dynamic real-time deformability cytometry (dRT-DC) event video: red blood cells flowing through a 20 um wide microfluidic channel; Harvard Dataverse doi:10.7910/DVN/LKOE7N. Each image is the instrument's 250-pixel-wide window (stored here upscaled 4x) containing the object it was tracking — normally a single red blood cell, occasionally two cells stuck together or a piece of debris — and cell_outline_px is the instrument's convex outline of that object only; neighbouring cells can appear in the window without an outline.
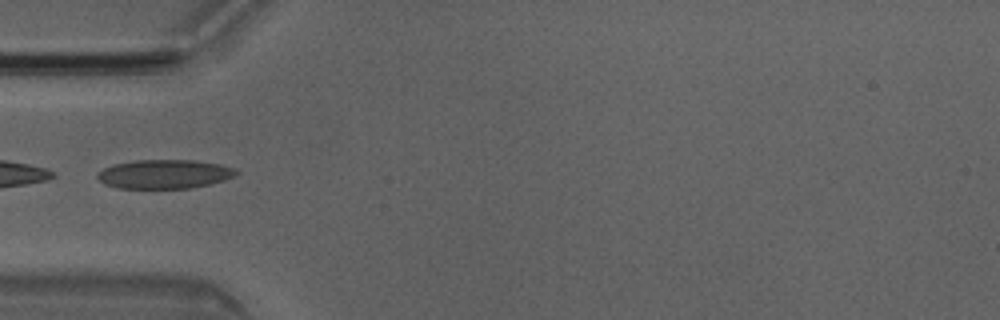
{"species": "Egyptian fruit bat (a non-hibernating species)", "species_latin": "Rousettus aegyptiacus", "temperature_condition": "room temperature", "stored_images_in_passage": 5, "camera_frame_rate_fps": 3000, "um_per_image_px": 0.085, "animal": {"sex": "male"}, "frame": {"image": 1, "passage_image": 4, "time_ms": 1.0, "image_size_px": [1000, 320], "cell_outline_px": [[240, 172], [224, 180], [212, 184], [192, 188], [116, 188], [104, 184], [96, 176], [96, 172], [112, 164], [136, 160], [196, 160], [220, 164], [232, 168]], "centroid_in_image_um": [13.94, 14.8], "position_along_channel_um": 71.1, "area_um2": 23.58}}